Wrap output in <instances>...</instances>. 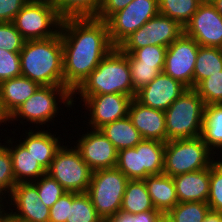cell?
I'll return each mask as SVG.
<instances>
[{
	"mask_svg": "<svg viewBox=\"0 0 222 222\" xmlns=\"http://www.w3.org/2000/svg\"><path fill=\"white\" fill-rule=\"evenodd\" d=\"M167 47L148 45L135 49L131 55L140 62V65L164 66Z\"/></svg>",
	"mask_w": 222,
	"mask_h": 222,
	"instance_id": "ab89813d",
	"label": "cell"
},
{
	"mask_svg": "<svg viewBox=\"0 0 222 222\" xmlns=\"http://www.w3.org/2000/svg\"><path fill=\"white\" fill-rule=\"evenodd\" d=\"M26 138L20 141L37 162L47 171L54 159L55 153L61 147V138L55 137L48 130H28ZM25 139V140H24ZM59 139V140H58Z\"/></svg>",
	"mask_w": 222,
	"mask_h": 222,
	"instance_id": "ffe728a7",
	"label": "cell"
},
{
	"mask_svg": "<svg viewBox=\"0 0 222 222\" xmlns=\"http://www.w3.org/2000/svg\"><path fill=\"white\" fill-rule=\"evenodd\" d=\"M132 99L128 95L117 93L87 97L83 106L90 113L88 124L91 129H100L108 123L127 117Z\"/></svg>",
	"mask_w": 222,
	"mask_h": 222,
	"instance_id": "5bb4252c",
	"label": "cell"
},
{
	"mask_svg": "<svg viewBox=\"0 0 222 222\" xmlns=\"http://www.w3.org/2000/svg\"><path fill=\"white\" fill-rule=\"evenodd\" d=\"M128 57L131 79L134 90L137 92L142 87L148 85L153 79H155L161 72H163L164 66H147L140 65L131 54L125 53Z\"/></svg>",
	"mask_w": 222,
	"mask_h": 222,
	"instance_id": "d6a6232c",
	"label": "cell"
},
{
	"mask_svg": "<svg viewBox=\"0 0 222 222\" xmlns=\"http://www.w3.org/2000/svg\"><path fill=\"white\" fill-rule=\"evenodd\" d=\"M3 199H5V197H2V195H0V220L7 213V210L6 211L4 210L5 205H3V204H5V203L3 202Z\"/></svg>",
	"mask_w": 222,
	"mask_h": 222,
	"instance_id": "816d5d0a",
	"label": "cell"
},
{
	"mask_svg": "<svg viewBox=\"0 0 222 222\" xmlns=\"http://www.w3.org/2000/svg\"><path fill=\"white\" fill-rule=\"evenodd\" d=\"M128 181L117 167L93 171L86 193L102 219L120 211Z\"/></svg>",
	"mask_w": 222,
	"mask_h": 222,
	"instance_id": "52a82bcc",
	"label": "cell"
},
{
	"mask_svg": "<svg viewBox=\"0 0 222 222\" xmlns=\"http://www.w3.org/2000/svg\"><path fill=\"white\" fill-rule=\"evenodd\" d=\"M144 180H129L126 185L120 211L137 214L154 210Z\"/></svg>",
	"mask_w": 222,
	"mask_h": 222,
	"instance_id": "4316f807",
	"label": "cell"
},
{
	"mask_svg": "<svg viewBox=\"0 0 222 222\" xmlns=\"http://www.w3.org/2000/svg\"><path fill=\"white\" fill-rule=\"evenodd\" d=\"M159 222H175V221L171 217H169L167 214H163Z\"/></svg>",
	"mask_w": 222,
	"mask_h": 222,
	"instance_id": "db71d44e",
	"label": "cell"
},
{
	"mask_svg": "<svg viewBox=\"0 0 222 222\" xmlns=\"http://www.w3.org/2000/svg\"><path fill=\"white\" fill-rule=\"evenodd\" d=\"M186 89L185 85L161 72L137 91L135 99L144 106L165 111Z\"/></svg>",
	"mask_w": 222,
	"mask_h": 222,
	"instance_id": "e0dca14e",
	"label": "cell"
},
{
	"mask_svg": "<svg viewBox=\"0 0 222 222\" xmlns=\"http://www.w3.org/2000/svg\"><path fill=\"white\" fill-rule=\"evenodd\" d=\"M125 94L135 98L128 57L118 47H114L72 93L78 94L81 101L91 95ZM75 95V97H74Z\"/></svg>",
	"mask_w": 222,
	"mask_h": 222,
	"instance_id": "3957f363",
	"label": "cell"
},
{
	"mask_svg": "<svg viewBox=\"0 0 222 222\" xmlns=\"http://www.w3.org/2000/svg\"><path fill=\"white\" fill-rule=\"evenodd\" d=\"M102 0H57L55 10L59 17L96 18Z\"/></svg>",
	"mask_w": 222,
	"mask_h": 222,
	"instance_id": "f1b7e54d",
	"label": "cell"
},
{
	"mask_svg": "<svg viewBox=\"0 0 222 222\" xmlns=\"http://www.w3.org/2000/svg\"><path fill=\"white\" fill-rule=\"evenodd\" d=\"M3 144L4 145L0 143V195L5 197L11 194L16 185V180L13 174L12 159L9 149L6 143Z\"/></svg>",
	"mask_w": 222,
	"mask_h": 222,
	"instance_id": "8d00e7d4",
	"label": "cell"
},
{
	"mask_svg": "<svg viewBox=\"0 0 222 222\" xmlns=\"http://www.w3.org/2000/svg\"><path fill=\"white\" fill-rule=\"evenodd\" d=\"M201 137L213 154H216V150L219 151L220 148L222 153V103L204 107Z\"/></svg>",
	"mask_w": 222,
	"mask_h": 222,
	"instance_id": "484cf974",
	"label": "cell"
},
{
	"mask_svg": "<svg viewBox=\"0 0 222 222\" xmlns=\"http://www.w3.org/2000/svg\"><path fill=\"white\" fill-rule=\"evenodd\" d=\"M158 13V0H132L123 10L113 14L106 21L113 46L118 47Z\"/></svg>",
	"mask_w": 222,
	"mask_h": 222,
	"instance_id": "8fae6325",
	"label": "cell"
},
{
	"mask_svg": "<svg viewBox=\"0 0 222 222\" xmlns=\"http://www.w3.org/2000/svg\"><path fill=\"white\" fill-rule=\"evenodd\" d=\"M59 33L64 86L73 93L114 46L106 21L97 18L63 19Z\"/></svg>",
	"mask_w": 222,
	"mask_h": 222,
	"instance_id": "6da1fadb",
	"label": "cell"
},
{
	"mask_svg": "<svg viewBox=\"0 0 222 222\" xmlns=\"http://www.w3.org/2000/svg\"><path fill=\"white\" fill-rule=\"evenodd\" d=\"M8 198L10 202L4 201L15 207L8 212L14 218L23 222H49L50 208L41 201L32 182L16 184Z\"/></svg>",
	"mask_w": 222,
	"mask_h": 222,
	"instance_id": "2e32d148",
	"label": "cell"
},
{
	"mask_svg": "<svg viewBox=\"0 0 222 222\" xmlns=\"http://www.w3.org/2000/svg\"><path fill=\"white\" fill-rule=\"evenodd\" d=\"M209 210L205 202H179L167 215L175 222H203Z\"/></svg>",
	"mask_w": 222,
	"mask_h": 222,
	"instance_id": "1f68e13d",
	"label": "cell"
},
{
	"mask_svg": "<svg viewBox=\"0 0 222 222\" xmlns=\"http://www.w3.org/2000/svg\"><path fill=\"white\" fill-rule=\"evenodd\" d=\"M184 33L202 47L222 49V16L211 2H203L185 25Z\"/></svg>",
	"mask_w": 222,
	"mask_h": 222,
	"instance_id": "4fadbf2b",
	"label": "cell"
},
{
	"mask_svg": "<svg viewBox=\"0 0 222 222\" xmlns=\"http://www.w3.org/2000/svg\"><path fill=\"white\" fill-rule=\"evenodd\" d=\"M59 102L71 109L75 104L72 93L65 86H39L34 94L8 117V123L18 121L20 118L22 121L25 119V123L30 122L29 124L34 123L39 126L50 123L59 113Z\"/></svg>",
	"mask_w": 222,
	"mask_h": 222,
	"instance_id": "8992f818",
	"label": "cell"
},
{
	"mask_svg": "<svg viewBox=\"0 0 222 222\" xmlns=\"http://www.w3.org/2000/svg\"><path fill=\"white\" fill-rule=\"evenodd\" d=\"M21 76L20 52L0 49V83Z\"/></svg>",
	"mask_w": 222,
	"mask_h": 222,
	"instance_id": "60d3db41",
	"label": "cell"
},
{
	"mask_svg": "<svg viewBox=\"0 0 222 222\" xmlns=\"http://www.w3.org/2000/svg\"><path fill=\"white\" fill-rule=\"evenodd\" d=\"M63 144L55 153L47 174L54 178L66 192L86 193L93 170L83 161L79 150Z\"/></svg>",
	"mask_w": 222,
	"mask_h": 222,
	"instance_id": "ba28073f",
	"label": "cell"
},
{
	"mask_svg": "<svg viewBox=\"0 0 222 222\" xmlns=\"http://www.w3.org/2000/svg\"><path fill=\"white\" fill-rule=\"evenodd\" d=\"M128 117L143 139L158 140L166 143V120L162 110L147 107L132 99Z\"/></svg>",
	"mask_w": 222,
	"mask_h": 222,
	"instance_id": "ac0fdd59",
	"label": "cell"
},
{
	"mask_svg": "<svg viewBox=\"0 0 222 222\" xmlns=\"http://www.w3.org/2000/svg\"><path fill=\"white\" fill-rule=\"evenodd\" d=\"M211 4L215 7L217 12L222 16V0H212Z\"/></svg>",
	"mask_w": 222,
	"mask_h": 222,
	"instance_id": "681fc988",
	"label": "cell"
},
{
	"mask_svg": "<svg viewBox=\"0 0 222 222\" xmlns=\"http://www.w3.org/2000/svg\"><path fill=\"white\" fill-rule=\"evenodd\" d=\"M165 144L158 140L143 139L136 146L140 160V180L163 173Z\"/></svg>",
	"mask_w": 222,
	"mask_h": 222,
	"instance_id": "cb8c5ba5",
	"label": "cell"
},
{
	"mask_svg": "<svg viewBox=\"0 0 222 222\" xmlns=\"http://www.w3.org/2000/svg\"><path fill=\"white\" fill-rule=\"evenodd\" d=\"M0 222H23L20 221L16 218H14L13 216H11L8 212L2 217V219L0 220Z\"/></svg>",
	"mask_w": 222,
	"mask_h": 222,
	"instance_id": "c3c4849f",
	"label": "cell"
},
{
	"mask_svg": "<svg viewBox=\"0 0 222 222\" xmlns=\"http://www.w3.org/2000/svg\"><path fill=\"white\" fill-rule=\"evenodd\" d=\"M66 222H102L87 193L72 192Z\"/></svg>",
	"mask_w": 222,
	"mask_h": 222,
	"instance_id": "4dcf8cb0",
	"label": "cell"
},
{
	"mask_svg": "<svg viewBox=\"0 0 222 222\" xmlns=\"http://www.w3.org/2000/svg\"><path fill=\"white\" fill-rule=\"evenodd\" d=\"M202 3L203 2H211L212 0H200Z\"/></svg>",
	"mask_w": 222,
	"mask_h": 222,
	"instance_id": "11a10c76",
	"label": "cell"
},
{
	"mask_svg": "<svg viewBox=\"0 0 222 222\" xmlns=\"http://www.w3.org/2000/svg\"><path fill=\"white\" fill-rule=\"evenodd\" d=\"M178 202H205L210 189V167L173 177Z\"/></svg>",
	"mask_w": 222,
	"mask_h": 222,
	"instance_id": "d6986e66",
	"label": "cell"
},
{
	"mask_svg": "<svg viewBox=\"0 0 222 222\" xmlns=\"http://www.w3.org/2000/svg\"><path fill=\"white\" fill-rule=\"evenodd\" d=\"M77 142L75 147L93 171L117 166L118 150L99 129L87 131Z\"/></svg>",
	"mask_w": 222,
	"mask_h": 222,
	"instance_id": "9a60e30c",
	"label": "cell"
},
{
	"mask_svg": "<svg viewBox=\"0 0 222 222\" xmlns=\"http://www.w3.org/2000/svg\"><path fill=\"white\" fill-rule=\"evenodd\" d=\"M21 75L39 86H64L60 33L47 39L26 40L20 51Z\"/></svg>",
	"mask_w": 222,
	"mask_h": 222,
	"instance_id": "7a4b0ae2",
	"label": "cell"
},
{
	"mask_svg": "<svg viewBox=\"0 0 222 222\" xmlns=\"http://www.w3.org/2000/svg\"><path fill=\"white\" fill-rule=\"evenodd\" d=\"M163 213L157 209L135 214V222H159Z\"/></svg>",
	"mask_w": 222,
	"mask_h": 222,
	"instance_id": "f6af8a7d",
	"label": "cell"
},
{
	"mask_svg": "<svg viewBox=\"0 0 222 222\" xmlns=\"http://www.w3.org/2000/svg\"><path fill=\"white\" fill-rule=\"evenodd\" d=\"M147 191L155 209L167 214L179 202L173 178L164 173L144 179Z\"/></svg>",
	"mask_w": 222,
	"mask_h": 222,
	"instance_id": "603a6c76",
	"label": "cell"
},
{
	"mask_svg": "<svg viewBox=\"0 0 222 222\" xmlns=\"http://www.w3.org/2000/svg\"><path fill=\"white\" fill-rule=\"evenodd\" d=\"M222 71V49L199 46L193 73V88L210 75Z\"/></svg>",
	"mask_w": 222,
	"mask_h": 222,
	"instance_id": "83f0119b",
	"label": "cell"
},
{
	"mask_svg": "<svg viewBox=\"0 0 222 222\" xmlns=\"http://www.w3.org/2000/svg\"><path fill=\"white\" fill-rule=\"evenodd\" d=\"M194 89L205 106L222 103V71L202 80Z\"/></svg>",
	"mask_w": 222,
	"mask_h": 222,
	"instance_id": "836d02e7",
	"label": "cell"
},
{
	"mask_svg": "<svg viewBox=\"0 0 222 222\" xmlns=\"http://www.w3.org/2000/svg\"><path fill=\"white\" fill-rule=\"evenodd\" d=\"M32 183L37 187L41 201L49 208L66 193V190L47 173Z\"/></svg>",
	"mask_w": 222,
	"mask_h": 222,
	"instance_id": "e575fe53",
	"label": "cell"
},
{
	"mask_svg": "<svg viewBox=\"0 0 222 222\" xmlns=\"http://www.w3.org/2000/svg\"><path fill=\"white\" fill-rule=\"evenodd\" d=\"M207 204L212 211L222 213V160L218 158L210 166V189Z\"/></svg>",
	"mask_w": 222,
	"mask_h": 222,
	"instance_id": "d590c367",
	"label": "cell"
},
{
	"mask_svg": "<svg viewBox=\"0 0 222 222\" xmlns=\"http://www.w3.org/2000/svg\"><path fill=\"white\" fill-rule=\"evenodd\" d=\"M213 153L201 136L169 140L165 144L163 173L172 178L211 166Z\"/></svg>",
	"mask_w": 222,
	"mask_h": 222,
	"instance_id": "5b68a950",
	"label": "cell"
},
{
	"mask_svg": "<svg viewBox=\"0 0 222 222\" xmlns=\"http://www.w3.org/2000/svg\"><path fill=\"white\" fill-rule=\"evenodd\" d=\"M199 44L184 32L168 47L163 72L187 88H193V73Z\"/></svg>",
	"mask_w": 222,
	"mask_h": 222,
	"instance_id": "7c38bea8",
	"label": "cell"
},
{
	"mask_svg": "<svg viewBox=\"0 0 222 222\" xmlns=\"http://www.w3.org/2000/svg\"><path fill=\"white\" fill-rule=\"evenodd\" d=\"M69 202H72V192H66L50 208L49 222H66L69 212Z\"/></svg>",
	"mask_w": 222,
	"mask_h": 222,
	"instance_id": "b9f144b4",
	"label": "cell"
},
{
	"mask_svg": "<svg viewBox=\"0 0 222 222\" xmlns=\"http://www.w3.org/2000/svg\"><path fill=\"white\" fill-rule=\"evenodd\" d=\"M183 32L184 27L177 21L158 13L127 37L118 48L123 53L131 54L135 49L148 45L168 47Z\"/></svg>",
	"mask_w": 222,
	"mask_h": 222,
	"instance_id": "30bf717a",
	"label": "cell"
},
{
	"mask_svg": "<svg viewBox=\"0 0 222 222\" xmlns=\"http://www.w3.org/2000/svg\"><path fill=\"white\" fill-rule=\"evenodd\" d=\"M99 130L118 151L134 148L143 140V137L133 126L132 121L128 116L108 123Z\"/></svg>",
	"mask_w": 222,
	"mask_h": 222,
	"instance_id": "d4e9b609",
	"label": "cell"
},
{
	"mask_svg": "<svg viewBox=\"0 0 222 222\" xmlns=\"http://www.w3.org/2000/svg\"><path fill=\"white\" fill-rule=\"evenodd\" d=\"M61 22L54 6L31 2H27L13 20L25 40L53 37L59 32Z\"/></svg>",
	"mask_w": 222,
	"mask_h": 222,
	"instance_id": "9c48e42d",
	"label": "cell"
},
{
	"mask_svg": "<svg viewBox=\"0 0 222 222\" xmlns=\"http://www.w3.org/2000/svg\"><path fill=\"white\" fill-rule=\"evenodd\" d=\"M203 222H222V213L209 210Z\"/></svg>",
	"mask_w": 222,
	"mask_h": 222,
	"instance_id": "7dc6e473",
	"label": "cell"
},
{
	"mask_svg": "<svg viewBox=\"0 0 222 222\" xmlns=\"http://www.w3.org/2000/svg\"><path fill=\"white\" fill-rule=\"evenodd\" d=\"M38 87L37 83L22 75L1 82L0 104L3 112L9 117Z\"/></svg>",
	"mask_w": 222,
	"mask_h": 222,
	"instance_id": "44dd1931",
	"label": "cell"
},
{
	"mask_svg": "<svg viewBox=\"0 0 222 222\" xmlns=\"http://www.w3.org/2000/svg\"><path fill=\"white\" fill-rule=\"evenodd\" d=\"M28 2H31V3H43V4H48V5H51V6H55L57 0H28Z\"/></svg>",
	"mask_w": 222,
	"mask_h": 222,
	"instance_id": "f907efd6",
	"label": "cell"
},
{
	"mask_svg": "<svg viewBox=\"0 0 222 222\" xmlns=\"http://www.w3.org/2000/svg\"><path fill=\"white\" fill-rule=\"evenodd\" d=\"M132 0H102L97 19L107 21L113 14L123 10Z\"/></svg>",
	"mask_w": 222,
	"mask_h": 222,
	"instance_id": "ee69618b",
	"label": "cell"
},
{
	"mask_svg": "<svg viewBox=\"0 0 222 222\" xmlns=\"http://www.w3.org/2000/svg\"><path fill=\"white\" fill-rule=\"evenodd\" d=\"M201 3L200 0H158L159 13L185 27Z\"/></svg>",
	"mask_w": 222,
	"mask_h": 222,
	"instance_id": "f546056e",
	"label": "cell"
},
{
	"mask_svg": "<svg viewBox=\"0 0 222 222\" xmlns=\"http://www.w3.org/2000/svg\"><path fill=\"white\" fill-rule=\"evenodd\" d=\"M11 140L12 139L9 138V140L5 142L8 144L7 147L11 155L12 169L16 184L34 182L47 173L32 154L27 151L20 140L19 144L16 143L14 146V141Z\"/></svg>",
	"mask_w": 222,
	"mask_h": 222,
	"instance_id": "7402d4cb",
	"label": "cell"
},
{
	"mask_svg": "<svg viewBox=\"0 0 222 222\" xmlns=\"http://www.w3.org/2000/svg\"><path fill=\"white\" fill-rule=\"evenodd\" d=\"M205 104L194 88H187L165 111L166 142L201 136Z\"/></svg>",
	"mask_w": 222,
	"mask_h": 222,
	"instance_id": "277c9868",
	"label": "cell"
},
{
	"mask_svg": "<svg viewBox=\"0 0 222 222\" xmlns=\"http://www.w3.org/2000/svg\"><path fill=\"white\" fill-rule=\"evenodd\" d=\"M129 180H140L139 152L134 148L118 151L116 166Z\"/></svg>",
	"mask_w": 222,
	"mask_h": 222,
	"instance_id": "74e56055",
	"label": "cell"
},
{
	"mask_svg": "<svg viewBox=\"0 0 222 222\" xmlns=\"http://www.w3.org/2000/svg\"><path fill=\"white\" fill-rule=\"evenodd\" d=\"M25 41L13 22H0V49L20 52Z\"/></svg>",
	"mask_w": 222,
	"mask_h": 222,
	"instance_id": "f35d334b",
	"label": "cell"
},
{
	"mask_svg": "<svg viewBox=\"0 0 222 222\" xmlns=\"http://www.w3.org/2000/svg\"><path fill=\"white\" fill-rule=\"evenodd\" d=\"M28 0H0V22H13Z\"/></svg>",
	"mask_w": 222,
	"mask_h": 222,
	"instance_id": "7bdbcfd3",
	"label": "cell"
},
{
	"mask_svg": "<svg viewBox=\"0 0 222 222\" xmlns=\"http://www.w3.org/2000/svg\"><path fill=\"white\" fill-rule=\"evenodd\" d=\"M6 121L8 122V116L3 112L1 104H0V125L2 123H4L2 125H5V123H7Z\"/></svg>",
	"mask_w": 222,
	"mask_h": 222,
	"instance_id": "f5cc1de1",
	"label": "cell"
},
{
	"mask_svg": "<svg viewBox=\"0 0 222 222\" xmlns=\"http://www.w3.org/2000/svg\"><path fill=\"white\" fill-rule=\"evenodd\" d=\"M102 222H135V214L118 211L114 216L103 218Z\"/></svg>",
	"mask_w": 222,
	"mask_h": 222,
	"instance_id": "bcb514c9",
	"label": "cell"
}]
</instances>
